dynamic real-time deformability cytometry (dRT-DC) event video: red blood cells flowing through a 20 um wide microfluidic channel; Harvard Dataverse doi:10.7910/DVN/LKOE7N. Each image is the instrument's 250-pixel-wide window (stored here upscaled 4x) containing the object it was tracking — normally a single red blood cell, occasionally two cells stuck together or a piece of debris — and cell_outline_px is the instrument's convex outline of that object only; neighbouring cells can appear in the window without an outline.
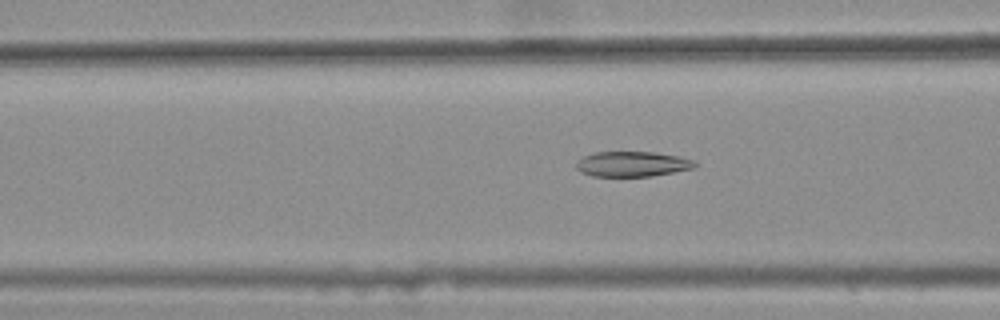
{"species": "common noctule bat (a hibernating species)", "species_latin": "Nyctalus noctula", "temperature_condition": "warm", "stored_images_in_passage": 49, "camera_frame_rate_fps": 3000, "um_per_image_px": 0.085, "animal": {"sex": "female", "body_mass_g": 25.1}, "frame": {"image": 1, "passage_image": 22, "time_ms": 7.0, "image_size_px": [1000, 320], "cell_outline_px": [[696, 168], [652, 176], [592, 176], [580, 172], [576, 168], [576, 164], [584, 156], [592, 152], [656, 152], [680, 156], [696, 160]], "centroid_in_image_um": [53.79, 13.94], "position_along_channel_um": 112.8, "area_um2": 17.57}}
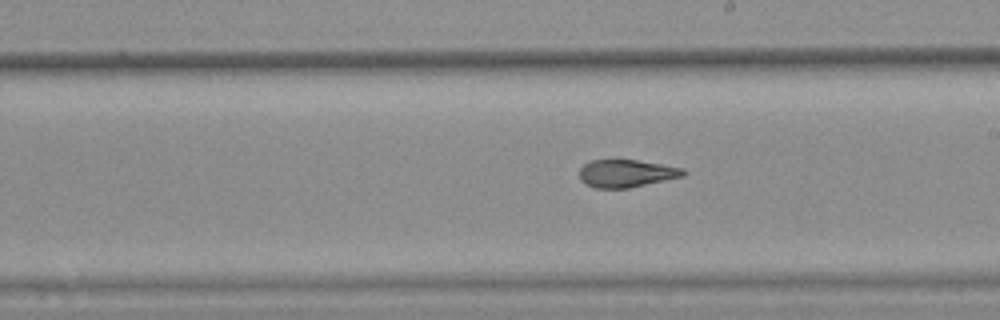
{"frame": {"image": 2, "passage_image": 32, "time_ms": 10.333, "image_size_px": [1000, 320], "cell_outline_px": [[688, 172], [684, 176], [628, 188], [596, 188], [584, 184], [580, 180], [580, 168], [584, 164], [592, 160], [636, 160], [684, 168]], "centroid_in_image_um": [53.24, 14.74], "position_along_channel_um": 235.8, "area_um2": 16.7}}
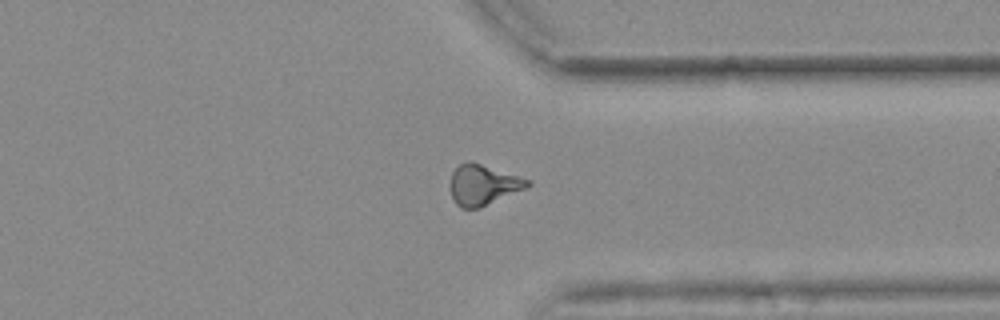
{"frame": {"image": 3, "passage_image": 43, "time_ms": 14.0, "image_size_px": [1000, 320], "cell_outline_px": [[532, 184], [524, 188], [480, 208], [460, 208], [456, 204], [448, 188], [452, 172], [460, 164], [468, 160], [532, 180]], "centroid_in_image_um": [41.02, 15.71], "position_along_channel_um": 370.4, "area_um2": 18.15}, "authors_computed_cell_mechanics": {"area_um2": 17.9758, "velocity_mm_per_s": 3.6886, "shape_relaxation_time_tau1_ms": null, "shape_relaxation_time_tau2_ms": 2.427, "deformation_change_tau1": null, "deformation_change_tau2": 0.0898}}